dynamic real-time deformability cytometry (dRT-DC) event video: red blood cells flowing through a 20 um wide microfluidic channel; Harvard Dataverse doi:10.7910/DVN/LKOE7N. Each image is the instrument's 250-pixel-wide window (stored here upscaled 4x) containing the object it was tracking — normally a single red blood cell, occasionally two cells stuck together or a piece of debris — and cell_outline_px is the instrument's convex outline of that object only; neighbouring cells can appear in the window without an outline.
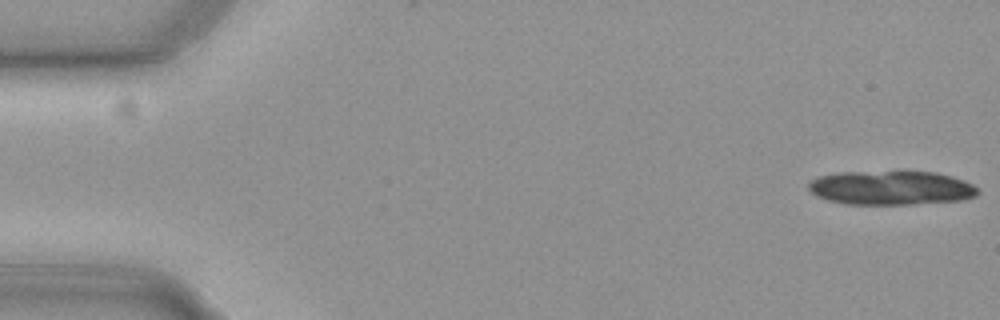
{"species": "common noctule bat (a hibernating species)", "species_latin": "Nyctalus noctula", "temperature_condition": "cold", "stored_images_in_passage": 15, "camera_frame_rate_fps": 3000, "um_per_image_px": 0.085, "animal": {"sex": "female", "body_mass_g": 19.3, "forearm_length_mm": 54.1}, "frame": {"image": 1, "passage_image": 1, "time_ms": 0.0, "image_size_px": [1000, 320], "cell_outline_px": [[980, 192], [976, 196], [964, 200], [916, 204], [844, 204], [828, 200], [816, 196], [808, 188], [808, 184], [812, 180], [820, 176], [840, 172], [900, 168], [904, 168], [936, 172], [952, 176], [964, 180], [972, 184]], "centroid_in_image_um": [75.78, 15.92], "position_along_channel_um": 9.2, "area_um2": 35.08}}